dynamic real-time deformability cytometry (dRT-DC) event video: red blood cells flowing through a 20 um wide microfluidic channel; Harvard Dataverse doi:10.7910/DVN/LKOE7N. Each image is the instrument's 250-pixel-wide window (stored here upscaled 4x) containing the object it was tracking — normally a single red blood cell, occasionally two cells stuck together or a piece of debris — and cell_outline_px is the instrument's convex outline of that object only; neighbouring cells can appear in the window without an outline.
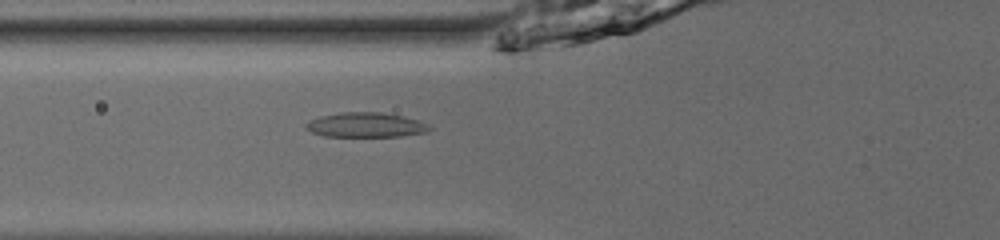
{"species": "common noctule bat (a hibernating species)", "species_latin": "Nyctalus noctula", "temperature_condition": "room temperature", "stored_images_in_passage": 32, "camera_frame_rate_fps": 3000, "um_per_image_px": 0.085, "animal": {"sex": "male", "body_mass_g": 13.0, "forearm_length_mm": 53.1}, "frame": {"image": 1, "passage_image": 5, "time_ms": 1.333, "image_size_px": [1000, 240], "cell_outline_px": [[432, 128], [428, 132], [400, 136], [324, 136], [312, 132], [304, 128], [304, 124], [308, 120], [320, 116], [340, 112], [380, 112], [404, 116], [420, 120], [428, 124]], "centroid_in_image_um": [31.08, 10.61], "position_along_channel_um": 94.7, "area_um2": 17.98}}
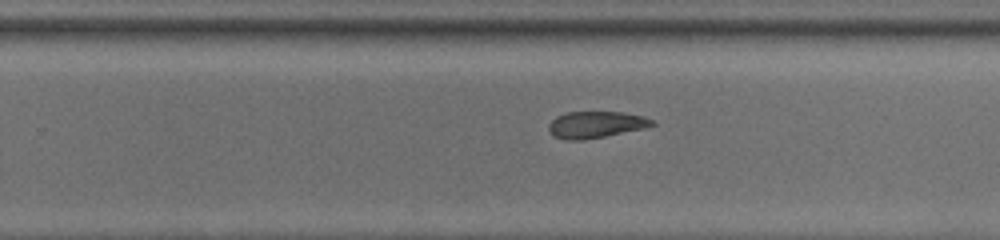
{"frame": {"image": 2, "passage_image": 19, "time_ms": 6.0, "image_size_px": [1000, 240], "cell_outline_px": [[656, 124], [644, 128], [584, 140], [564, 140], [552, 136], [548, 128], [548, 124], [556, 116], [568, 112], [620, 112], [644, 116], [652, 120]], "centroid_in_image_um": [50.6, 10.6], "position_along_channel_um": 279.2, "area_um2": 16.01}}
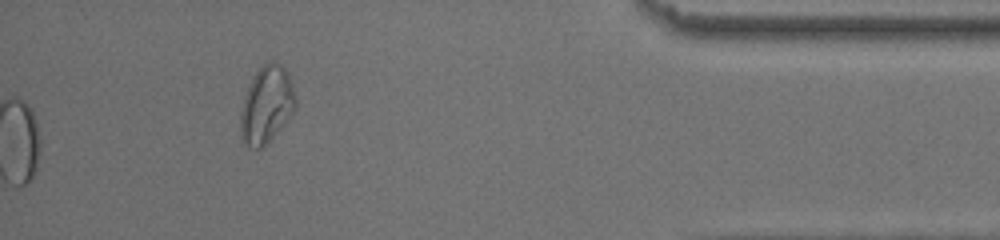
{"frame": {"image": 3, "passage_image": 32, "time_ms": 10.333, "image_size_px": [1000, 240], "cell_outline_px": [[296, 108], [288, 120], [260, 148], [256, 148], [244, 144], [240, 136], [240, 112], [244, 96], [248, 84], [252, 76], [264, 64], [272, 60], [280, 64], [288, 72], [296, 96]], "centroid_in_image_um": [22.65, 8.87], "position_along_channel_um": 412.6, "area_um2": 24.74}, "authors_computed_cell_mechanics": {"area_um2": 16.8776, "velocity_mm_per_s": 3.9362, "shape_relaxation_time_tau1_ms": 8.2101, "shape_relaxation_time_tau2_ms": 4.361, "deformation_change_tau1": 0.1586, "deformation_change_tau2": 0.0739}}